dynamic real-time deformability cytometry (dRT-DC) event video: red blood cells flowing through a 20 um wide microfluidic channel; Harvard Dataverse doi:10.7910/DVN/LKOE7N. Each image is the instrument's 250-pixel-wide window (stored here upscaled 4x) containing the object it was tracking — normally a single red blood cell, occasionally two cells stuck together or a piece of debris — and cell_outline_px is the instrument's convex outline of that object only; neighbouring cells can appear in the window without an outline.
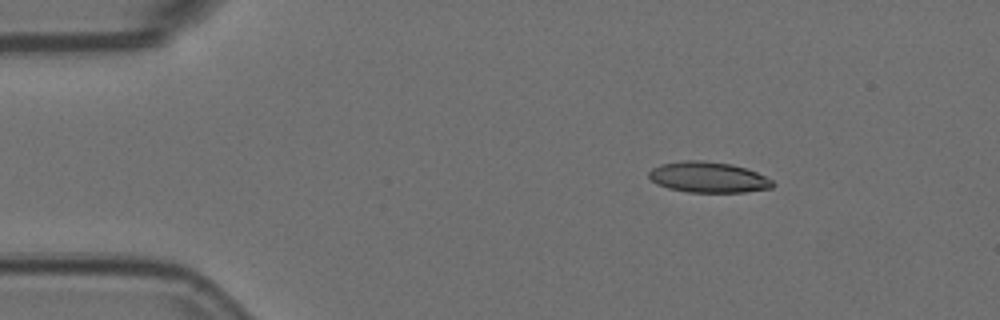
{"species": "Egyptian fruit bat (a non-hibernating species)", "species_latin": "Rousettus aegyptiacus", "temperature_condition": "room temperature", "stored_images_in_passage": 9, "camera_frame_rate_fps": 3000, "um_per_image_px": 0.085, "animal": {"sex": "female"}, "frame": {"image": 1, "passage_image": 3, "time_ms": 0.667, "image_size_px": [1000, 320], "cell_outline_px": [[776, 184], [772, 188], [744, 192], [688, 192], [668, 188], [656, 184], [648, 176], [648, 172], [652, 168], [660, 164], [684, 160], [704, 160], [732, 164], [756, 172], [772, 180]], "centroid_in_image_um": [60.18, 15.06], "position_along_channel_um": 24.8, "area_um2": 22.25}}
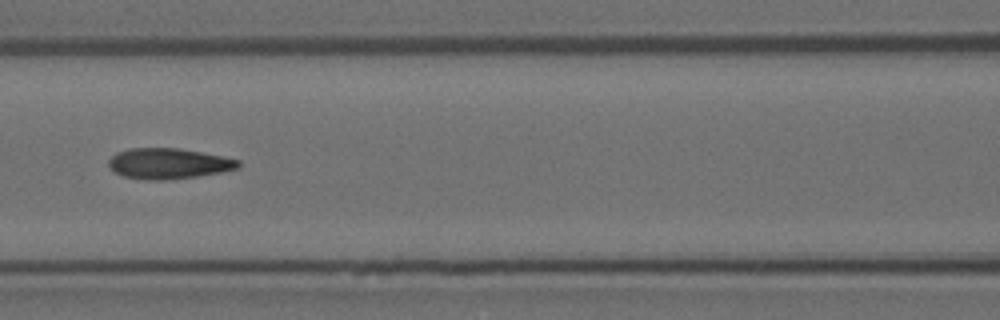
{"frame": {"image": 2, "passage_image": 7, "time_ms": 2.0, "image_size_px": [1000, 320], "cell_outline_px": [[240, 168], [220, 172], [196, 176], [164, 180], [148, 180], [124, 176], [112, 172], [108, 164], [108, 160], [116, 152], [128, 148], [180, 148], [240, 160]], "centroid_in_image_um": [14.28, 13.9], "position_along_channel_um": 152.3, "area_um2": 23.12}}
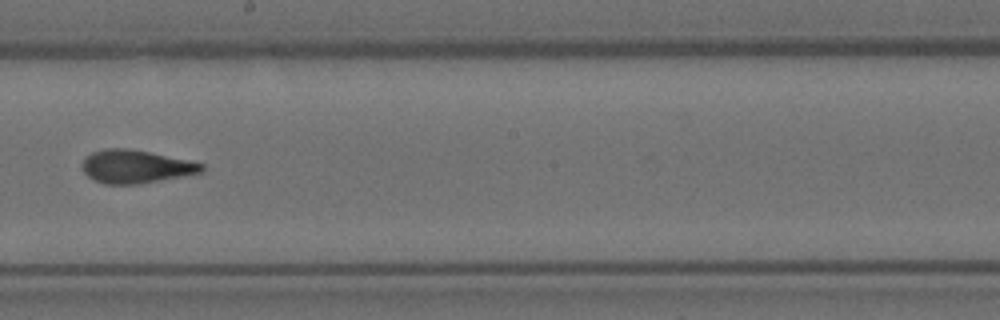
{"frame": {"image": 3, "passage_image": 9, "time_ms": 2.667, "image_size_px": [1000, 320], "cell_outline_px": [[204, 172], [140, 184], [104, 184], [88, 176], [84, 172], [84, 160], [92, 152], [108, 148], [124, 148], [148, 152], [204, 164]], "centroid_in_image_um": [11.56, 14.17], "position_along_channel_um": 236.6, "area_um2": 22.6}}